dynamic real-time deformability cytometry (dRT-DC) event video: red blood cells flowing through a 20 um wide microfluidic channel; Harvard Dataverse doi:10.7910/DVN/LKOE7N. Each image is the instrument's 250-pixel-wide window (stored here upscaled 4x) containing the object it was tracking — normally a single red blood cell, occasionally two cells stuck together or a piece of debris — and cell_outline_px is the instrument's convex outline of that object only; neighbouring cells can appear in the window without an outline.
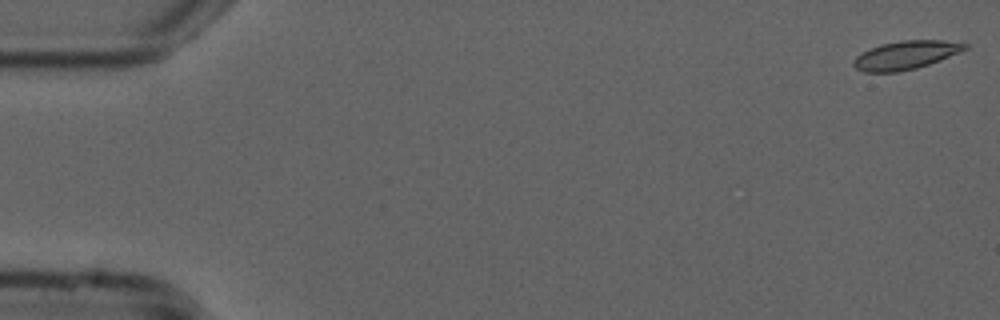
{"species": "common noctule bat (a hibernating species)", "species_latin": "Nyctalus noctula", "temperature_condition": "cold", "stored_images_in_passage": 54, "camera_frame_rate_fps": 3000, "um_per_image_px": 0.085, "animal": {"sex": "male", "forearm_length_mm": 52.5}, "frame": {"image": 1, "passage_image": 1, "time_ms": 0.0, "image_size_px": [1000, 320], "cell_outline_px": [[968, 48], [960, 52], [940, 60], [916, 68], [896, 72], [864, 72], [856, 68], [852, 64], [852, 60], [860, 52], [880, 44], [900, 40], [940, 40], [968, 44]], "centroid_in_image_um": [76.94, 4.68], "position_along_channel_um": 8.1, "area_um2": 18.5}}
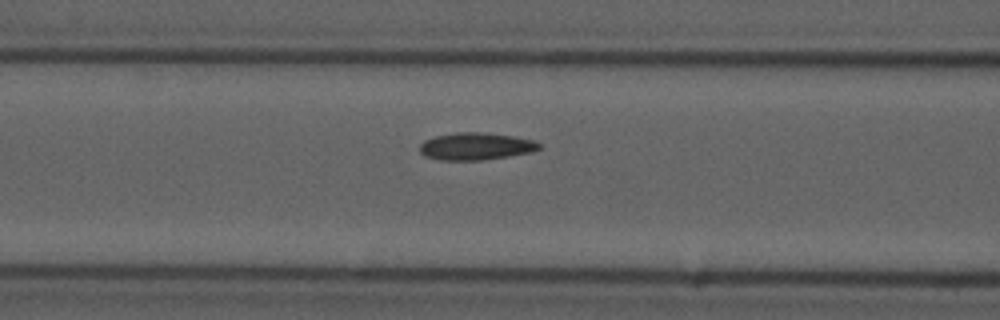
{"frame": {"image": 2, "passage_image": 22, "time_ms": 7.0, "image_size_px": [1000, 320], "cell_outline_px": [[540, 148], [528, 152], [508, 156], [484, 160], [440, 160], [424, 156], [420, 152], [420, 144], [424, 140], [436, 136], [456, 132], [480, 132], [512, 136], [532, 140], [540, 144]], "centroid_in_image_um": [40.38, 12.44], "position_along_channel_um": 126.2, "area_um2": 18.79}}
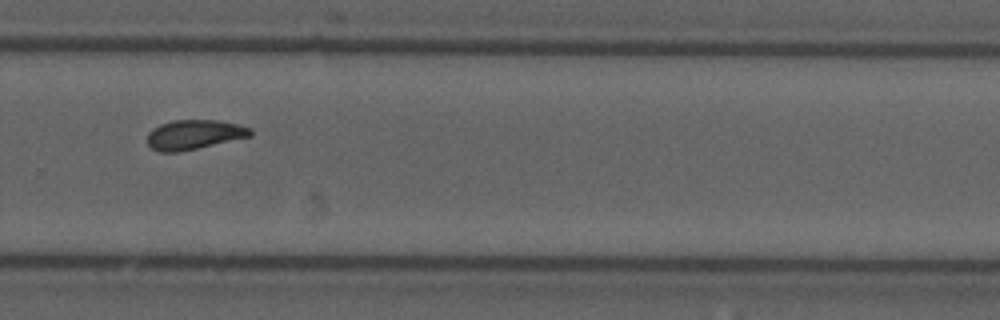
{"frame": {"image": 3, "passage_image": 37, "time_ms": 12.0, "image_size_px": [1000, 320], "cell_outline_px": [[252, 136], [180, 152], [160, 152], [152, 148], [148, 144], [148, 132], [152, 128], [160, 124], [172, 120], [216, 120], [236, 124], [252, 128]], "centroid_in_image_um": [16.49, 11.44], "position_along_channel_um": 313.3, "area_um2": 17.8}, "authors_computed_cell_mechanics": {"area_um2": 18.0914, "velocity_mm_per_s": 3.7535, "shape_relaxation_time_tau1_ms": null, "shape_relaxation_time_tau2_ms": 6.3686, "deformation_change_tau1": null, "deformation_change_tau2": 0.1077}}